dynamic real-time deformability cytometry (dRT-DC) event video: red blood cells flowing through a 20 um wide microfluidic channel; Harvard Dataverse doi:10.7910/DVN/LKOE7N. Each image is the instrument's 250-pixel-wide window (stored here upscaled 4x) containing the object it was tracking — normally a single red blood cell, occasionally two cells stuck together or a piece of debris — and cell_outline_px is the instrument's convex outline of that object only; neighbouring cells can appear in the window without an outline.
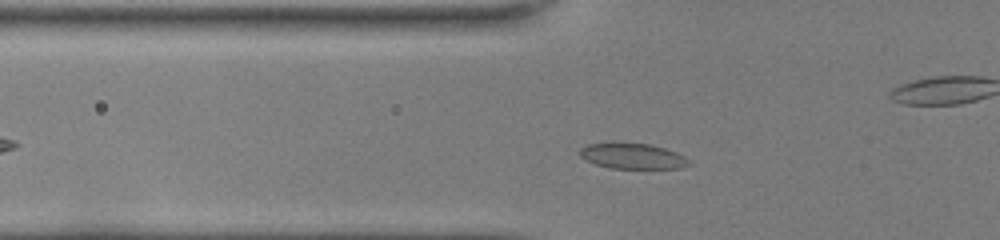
{"species": "common noctule bat (a hibernating species)", "species_latin": "Nyctalus noctula", "temperature_condition": "room temperature", "stored_images_in_passage": 40, "camera_frame_rate_fps": 3000, "um_per_image_px": 0.085, "animal": {"sex": "female", "body_mass_g": 22.0, "forearm_length_mm": 56.7}, "frame": {"image": 1, "passage_image": 7, "time_ms": 2.0, "image_size_px": [1000, 240], "cell_outline_px": [[692, 164], [680, 168], [612, 168], [596, 164], [580, 156], [580, 148], [588, 144], [648, 144], [664, 148], [676, 152], [692, 160]], "centroid_in_image_um": [53.84, 13.29], "position_along_channel_um": 72.0, "area_um2": 15.84}}
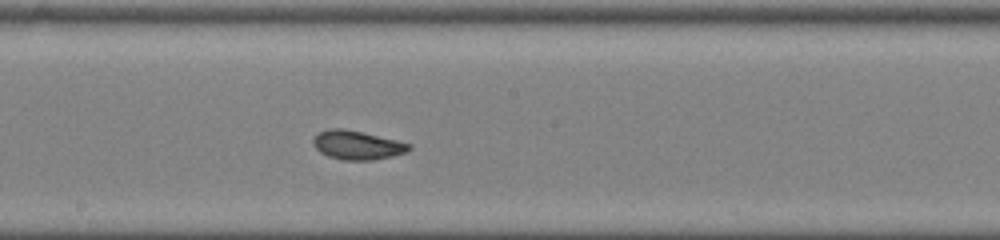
{"frame": {"image": 2, "passage_image": 18, "time_ms": 5.667, "image_size_px": [1000, 240], "cell_outline_px": [[412, 148], [408, 152], [392, 156], [372, 160], [344, 160], [328, 156], [320, 152], [312, 144], [312, 140], [320, 132], [332, 128], [340, 128], [360, 132], [396, 140], [412, 144]], "centroid_in_image_um": [30.38, 12.35], "position_along_channel_um": 217.8, "area_um2": 15.95}}
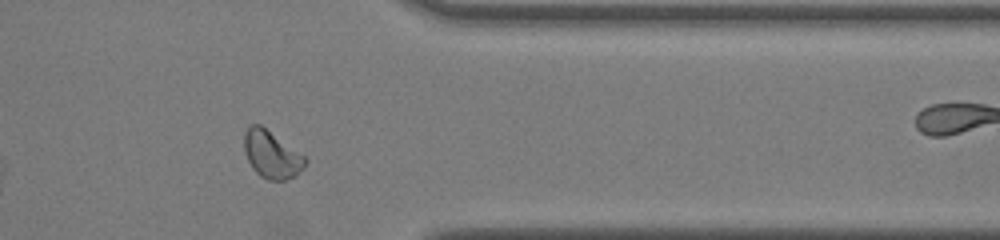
{"frame": {"image": 3, "passage_image": 31, "time_ms": 10.0, "image_size_px": [1000, 240], "cell_outline_px": [[308, 160], [304, 168], [296, 176], [284, 180], [268, 180], [260, 176], [252, 168], [244, 152], [244, 132], [248, 124], [260, 124], [304, 156]], "centroid_in_image_um": [23.07, 13.14], "position_along_channel_um": 388.3, "area_um2": 16.88}, "authors_computed_cell_mechanics": {"area_um2": 16.0106, "velocity_mm_per_s": 4.0333, "shape_relaxation_time_tau1_ms": 4.4333, "shape_relaxation_time_tau2_ms": 0.6788, "deformation_change_tau1": 0.1274, "deformation_change_tau2": 0.0566}}